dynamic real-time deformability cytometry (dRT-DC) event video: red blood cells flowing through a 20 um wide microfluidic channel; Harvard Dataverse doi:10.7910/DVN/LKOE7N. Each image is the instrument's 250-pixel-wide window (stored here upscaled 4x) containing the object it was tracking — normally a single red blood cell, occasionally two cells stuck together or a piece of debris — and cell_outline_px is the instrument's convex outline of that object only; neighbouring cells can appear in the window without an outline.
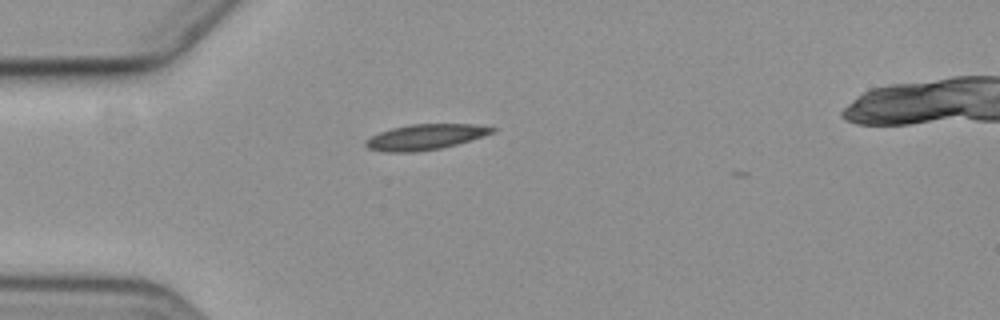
{"species": "common noctule bat (a hibernating species)", "species_latin": "Nyctalus noctula", "temperature_condition": "cold", "stored_images_in_passage": 2, "camera_frame_rate_fps": 3000, "um_per_image_px": 0.085, "animal": {"sex": "female", "body_mass_g": 19.3, "forearm_length_mm": 54.1}, "frame": {"image": 1, "passage_image": 2, "time_ms": 1.333, "image_size_px": [1000, 320], "cell_outline_px": [[496, 132], [456, 144], [440, 148], [416, 152], [384, 152], [368, 148], [364, 144], [364, 140], [380, 132], [392, 128], [408, 124], [476, 124], [496, 128]], "centroid_in_image_um": [36.13, 11.64], "position_along_channel_um": 48.9, "area_um2": 18.79}}